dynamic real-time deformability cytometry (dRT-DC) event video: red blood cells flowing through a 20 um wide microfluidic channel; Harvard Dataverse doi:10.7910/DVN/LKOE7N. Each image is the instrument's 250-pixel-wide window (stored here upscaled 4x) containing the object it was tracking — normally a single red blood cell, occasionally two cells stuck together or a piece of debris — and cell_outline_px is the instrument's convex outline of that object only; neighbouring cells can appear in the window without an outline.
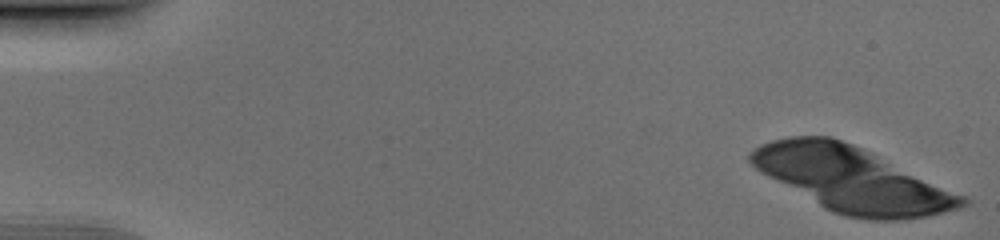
{"species": "human", "species_latin": "Homo sapiens", "temperature_condition": "cold", "stored_images_in_passage": 15, "camera_frame_rate_fps": 3000, "um_per_image_px": 0.085, "donor": {"sex": "male"}, "frame": {"image": 1, "passage_image": 1, "time_ms": 0.0, "image_size_px": [1000, 240], "cell_outline_px": [[964, 200], [960, 204], [936, 212], [916, 216], [852, 216], [836, 212], [828, 208], [764, 172], [752, 160], [752, 152], [756, 148], [764, 144], [776, 140], [800, 136], [824, 136], [848, 144], [956, 196]], "centroid_in_image_um": [72.18, 15.18], "position_along_channel_um": 12.8, "area_um2": 70.86}}